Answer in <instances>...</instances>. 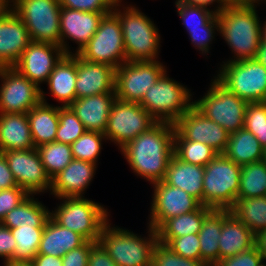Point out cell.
<instances>
[{"label":"cell","mask_w":266,"mask_h":266,"mask_svg":"<svg viewBox=\"0 0 266 266\" xmlns=\"http://www.w3.org/2000/svg\"><path fill=\"white\" fill-rule=\"evenodd\" d=\"M44 94L41 89V102L27 113L35 148L55 142L59 126V106L48 104Z\"/></svg>","instance_id":"obj_25"},{"label":"cell","mask_w":266,"mask_h":266,"mask_svg":"<svg viewBox=\"0 0 266 266\" xmlns=\"http://www.w3.org/2000/svg\"><path fill=\"white\" fill-rule=\"evenodd\" d=\"M262 160L266 163V147L263 150V159Z\"/></svg>","instance_id":"obj_59"},{"label":"cell","mask_w":266,"mask_h":266,"mask_svg":"<svg viewBox=\"0 0 266 266\" xmlns=\"http://www.w3.org/2000/svg\"><path fill=\"white\" fill-rule=\"evenodd\" d=\"M174 132L173 123L156 122L120 148L135 175L141 176L150 184L164 180L170 159L174 155Z\"/></svg>","instance_id":"obj_1"},{"label":"cell","mask_w":266,"mask_h":266,"mask_svg":"<svg viewBox=\"0 0 266 266\" xmlns=\"http://www.w3.org/2000/svg\"><path fill=\"white\" fill-rule=\"evenodd\" d=\"M211 81L205 96L194 100V106L228 133L243 129L248 102L227 90L215 78Z\"/></svg>","instance_id":"obj_10"},{"label":"cell","mask_w":266,"mask_h":266,"mask_svg":"<svg viewBox=\"0 0 266 266\" xmlns=\"http://www.w3.org/2000/svg\"><path fill=\"white\" fill-rule=\"evenodd\" d=\"M219 238V260L255 246V234L231 212L223 219Z\"/></svg>","instance_id":"obj_28"},{"label":"cell","mask_w":266,"mask_h":266,"mask_svg":"<svg viewBox=\"0 0 266 266\" xmlns=\"http://www.w3.org/2000/svg\"><path fill=\"white\" fill-rule=\"evenodd\" d=\"M266 195V163L262 161L241 166L238 197Z\"/></svg>","instance_id":"obj_36"},{"label":"cell","mask_w":266,"mask_h":266,"mask_svg":"<svg viewBox=\"0 0 266 266\" xmlns=\"http://www.w3.org/2000/svg\"><path fill=\"white\" fill-rule=\"evenodd\" d=\"M109 223L102 228L98 242L117 266H151L153 250L158 243L156 230L148 225L146 238Z\"/></svg>","instance_id":"obj_4"},{"label":"cell","mask_w":266,"mask_h":266,"mask_svg":"<svg viewBox=\"0 0 266 266\" xmlns=\"http://www.w3.org/2000/svg\"><path fill=\"white\" fill-rule=\"evenodd\" d=\"M174 155L183 162L205 167L218 153L204 143L183 139L175 131Z\"/></svg>","instance_id":"obj_35"},{"label":"cell","mask_w":266,"mask_h":266,"mask_svg":"<svg viewBox=\"0 0 266 266\" xmlns=\"http://www.w3.org/2000/svg\"><path fill=\"white\" fill-rule=\"evenodd\" d=\"M76 54H65L49 75L47 86L62 107L70 106L76 99Z\"/></svg>","instance_id":"obj_26"},{"label":"cell","mask_w":266,"mask_h":266,"mask_svg":"<svg viewBox=\"0 0 266 266\" xmlns=\"http://www.w3.org/2000/svg\"><path fill=\"white\" fill-rule=\"evenodd\" d=\"M215 31H219V26H204V30L188 31L191 44L198 49L202 55H208L212 40L215 38Z\"/></svg>","instance_id":"obj_48"},{"label":"cell","mask_w":266,"mask_h":266,"mask_svg":"<svg viewBox=\"0 0 266 266\" xmlns=\"http://www.w3.org/2000/svg\"><path fill=\"white\" fill-rule=\"evenodd\" d=\"M241 166L218 154L204 167L203 206L230 209L239 192Z\"/></svg>","instance_id":"obj_6"},{"label":"cell","mask_w":266,"mask_h":266,"mask_svg":"<svg viewBox=\"0 0 266 266\" xmlns=\"http://www.w3.org/2000/svg\"><path fill=\"white\" fill-rule=\"evenodd\" d=\"M109 13L86 12L61 7L60 11V46L65 54L79 53L97 31L102 18ZM67 39L77 43L76 51H71ZM66 40V41H65Z\"/></svg>","instance_id":"obj_20"},{"label":"cell","mask_w":266,"mask_h":266,"mask_svg":"<svg viewBox=\"0 0 266 266\" xmlns=\"http://www.w3.org/2000/svg\"><path fill=\"white\" fill-rule=\"evenodd\" d=\"M25 23L32 42L60 46L59 0H4ZM12 3V4H11Z\"/></svg>","instance_id":"obj_7"},{"label":"cell","mask_w":266,"mask_h":266,"mask_svg":"<svg viewBox=\"0 0 266 266\" xmlns=\"http://www.w3.org/2000/svg\"><path fill=\"white\" fill-rule=\"evenodd\" d=\"M25 23L4 1H0V67H13L31 43Z\"/></svg>","instance_id":"obj_18"},{"label":"cell","mask_w":266,"mask_h":266,"mask_svg":"<svg viewBox=\"0 0 266 266\" xmlns=\"http://www.w3.org/2000/svg\"><path fill=\"white\" fill-rule=\"evenodd\" d=\"M50 212L37 198L34 199V195H29L8 212L0 223L9 229L22 226L45 227Z\"/></svg>","instance_id":"obj_33"},{"label":"cell","mask_w":266,"mask_h":266,"mask_svg":"<svg viewBox=\"0 0 266 266\" xmlns=\"http://www.w3.org/2000/svg\"><path fill=\"white\" fill-rule=\"evenodd\" d=\"M165 72L139 104L157 121L175 123L193 105L191 91Z\"/></svg>","instance_id":"obj_8"},{"label":"cell","mask_w":266,"mask_h":266,"mask_svg":"<svg viewBox=\"0 0 266 266\" xmlns=\"http://www.w3.org/2000/svg\"><path fill=\"white\" fill-rule=\"evenodd\" d=\"M76 99L95 94L115 93V68L94 63L76 54Z\"/></svg>","instance_id":"obj_21"},{"label":"cell","mask_w":266,"mask_h":266,"mask_svg":"<svg viewBox=\"0 0 266 266\" xmlns=\"http://www.w3.org/2000/svg\"><path fill=\"white\" fill-rule=\"evenodd\" d=\"M119 0L113 13L119 18L123 33L126 61L142 62L158 60L160 34L154 22L141 12L138 7H121Z\"/></svg>","instance_id":"obj_3"},{"label":"cell","mask_w":266,"mask_h":266,"mask_svg":"<svg viewBox=\"0 0 266 266\" xmlns=\"http://www.w3.org/2000/svg\"><path fill=\"white\" fill-rule=\"evenodd\" d=\"M65 55L61 46L31 42L22 52L21 58L13 66L22 76L41 88V83H47L55 65Z\"/></svg>","instance_id":"obj_19"},{"label":"cell","mask_w":266,"mask_h":266,"mask_svg":"<svg viewBox=\"0 0 266 266\" xmlns=\"http://www.w3.org/2000/svg\"><path fill=\"white\" fill-rule=\"evenodd\" d=\"M263 150L257 138L246 129L229 134L224 155L239 166L262 161Z\"/></svg>","instance_id":"obj_32"},{"label":"cell","mask_w":266,"mask_h":266,"mask_svg":"<svg viewBox=\"0 0 266 266\" xmlns=\"http://www.w3.org/2000/svg\"><path fill=\"white\" fill-rule=\"evenodd\" d=\"M2 154L8 162L17 185L29 195L51 190V178L47 175L36 148L4 151Z\"/></svg>","instance_id":"obj_15"},{"label":"cell","mask_w":266,"mask_h":266,"mask_svg":"<svg viewBox=\"0 0 266 266\" xmlns=\"http://www.w3.org/2000/svg\"><path fill=\"white\" fill-rule=\"evenodd\" d=\"M36 149L44 169L51 179L73 160L69 144L55 141L40 145Z\"/></svg>","instance_id":"obj_37"},{"label":"cell","mask_w":266,"mask_h":266,"mask_svg":"<svg viewBox=\"0 0 266 266\" xmlns=\"http://www.w3.org/2000/svg\"><path fill=\"white\" fill-rule=\"evenodd\" d=\"M88 266H117V264L109 257V254L103 246L99 242H96L90 248Z\"/></svg>","instance_id":"obj_51"},{"label":"cell","mask_w":266,"mask_h":266,"mask_svg":"<svg viewBox=\"0 0 266 266\" xmlns=\"http://www.w3.org/2000/svg\"><path fill=\"white\" fill-rule=\"evenodd\" d=\"M177 14L187 31L204 30V26H219L217 14L212 9L175 2Z\"/></svg>","instance_id":"obj_39"},{"label":"cell","mask_w":266,"mask_h":266,"mask_svg":"<svg viewBox=\"0 0 266 266\" xmlns=\"http://www.w3.org/2000/svg\"><path fill=\"white\" fill-rule=\"evenodd\" d=\"M159 60L125 61L115 69V94L124 102H140L145 93L167 72Z\"/></svg>","instance_id":"obj_12"},{"label":"cell","mask_w":266,"mask_h":266,"mask_svg":"<svg viewBox=\"0 0 266 266\" xmlns=\"http://www.w3.org/2000/svg\"><path fill=\"white\" fill-rule=\"evenodd\" d=\"M263 258L256 246L236 254L232 257L219 260L214 266H264Z\"/></svg>","instance_id":"obj_46"},{"label":"cell","mask_w":266,"mask_h":266,"mask_svg":"<svg viewBox=\"0 0 266 266\" xmlns=\"http://www.w3.org/2000/svg\"><path fill=\"white\" fill-rule=\"evenodd\" d=\"M215 79L248 103L266 102V68L256 59L223 62Z\"/></svg>","instance_id":"obj_9"},{"label":"cell","mask_w":266,"mask_h":266,"mask_svg":"<svg viewBox=\"0 0 266 266\" xmlns=\"http://www.w3.org/2000/svg\"><path fill=\"white\" fill-rule=\"evenodd\" d=\"M156 122L138 102H124L116 98L104 134L107 140L117 144L120 149Z\"/></svg>","instance_id":"obj_13"},{"label":"cell","mask_w":266,"mask_h":266,"mask_svg":"<svg viewBox=\"0 0 266 266\" xmlns=\"http://www.w3.org/2000/svg\"><path fill=\"white\" fill-rule=\"evenodd\" d=\"M16 240L11 230L0 223V257L8 262L15 261Z\"/></svg>","instance_id":"obj_50"},{"label":"cell","mask_w":266,"mask_h":266,"mask_svg":"<svg viewBox=\"0 0 266 266\" xmlns=\"http://www.w3.org/2000/svg\"><path fill=\"white\" fill-rule=\"evenodd\" d=\"M50 217L59 225L80 234L86 241L98 242L101 230L110 220L103 205L83 197H63Z\"/></svg>","instance_id":"obj_5"},{"label":"cell","mask_w":266,"mask_h":266,"mask_svg":"<svg viewBox=\"0 0 266 266\" xmlns=\"http://www.w3.org/2000/svg\"><path fill=\"white\" fill-rule=\"evenodd\" d=\"M98 164L73 159L51 179V195L56 198L83 197L90 185Z\"/></svg>","instance_id":"obj_22"},{"label":"cell","mask_w":266,"mask_h":266,"mask_svg":"<svg viewBox=\"0 0 266 266\" xmlns=\"http://www.w3.org/2000/svg\"><path fill=\"white\" fill-rule=\"evenodd\" d=\"M44 227L22 226L13 228L11 234L16 240L15 261H32L38 248Z\"/></svg>","instance_id":"obj_38"},{"label":"cell","mask_w":266,"mask_h":266,"mask_svg":"<svg viewBox=\"0 0 266 266\" xmlns=\"http://www.w3.org/2000/svg\"><path fill=\"white\" fill-rule=\"evenodd\" d=\"M212 210L210 207L201 205L193 212L166 219L156 229L158 241L167 245L173 238L188 234H198L205 217Z\"/></svg>","instance_id":"obj_30"},{"label":"cell","mask_w":266,"mask_h":266,"mask_svg":"<svg viewBox=\"0 0 266 266\" xmlns=\"http://www.w3.org/2000/svg\"><path fill=\"white\" fill-rule=\"evenodd\" d=\"M115 100V93L95 94L75 99L69 107L87 131L104 134L108 124L110 110Z\"/></svg>","instance_id":"obj_23"},{"label":"cell","mask_w":266,"mask_h":266,"mask_svg":"<svg viewBox=\"0 0 266 266\" xmlns=\"http://www.w3.org/2000/svg\"><path fill=\"white\" fill-rule=\"evenodd\" d=\"M230 212L255 235L266 230V195L238 197Z\"/></svg>","instance_id":"obj_34"},{"label":"cell","mask_w":266,"mask_h":266,"mask_svg":"<svg viewBox=\"0 0 266 266\" xmlns=\"http://www.w3.org/2000/svg\"><path fill=\"white\" fill-rule=\"evenodd\" d=\"M174 125L175 131L185 140L204 143L218 154L226 150L230 133L207 118L194 105Z\"/></svg>","instance_id":"obj_17"},{"label":"cell","mask_w":266,"mask_h":266,"mask_svg":"<svg viewBox=\"0 0 266 266\" xmlns=\"http://www.w3.org/2000/svg\"><path fill=\"white\" fill-rule=\"evenodd\" d=\"M28 196L29 194L19 186L0 190V222Z\"/></svg>","instance_id":"obj_47"},{"label":"cell","mask_w":266,"mask_h":266,"mask_svg":"<svg viewBox=\"0 0 266 266\" xmlns=\"http://www.w3.org/2000/svg\"><path fill=\"white\" fill-rule=\"evenodd\" d=\"M260 1L240 6H225L217 14L219 34L228 44L233 57L227 62L256 58L262 42L261 22L257 14Z\"/></svg>","instance_id":"obj_2"},{"label":"cell","mask_w":266,"mask_h":266,"mask_svg":"<svg viewBox=\"0 0 266 266\" xmlns=\"http://www.w3.org/2000/svg\"><path fill=\"white\" fill-rule=\"evenodd\" d=\"M263 27H261V35H262V42H266V22L262 24Z\"/></svg>","instance_id":"obj_58"},{"label":"cell","mask_w":266,"mask_h":266,"mask_svg":"<svg viewBox=\"0 0 266 266\" xmlns=\"http://www.w3.org/2000/svg\"><path fill=\"white\" fill-rule=\"evenodd\" d=\"M31 263L33 266H62V259L52 255L37 254Z\"/></svg>","instance_id":"obj_53"},{"label":"cell","mask_w":266,"mask_h":266,"mask_svg":"<svg viewBox=\"0 0 266 266\" xmlns=\"http://www.w3.org/2000/svg\"><path fill=\"white\" fill-rule=\"evenodd\" d=\"M203 177V166L183 162L173 155L163 181L184 190L203 205Z\"/></svg>","instance_id":"obj_27"},{"label":"cell","mask_w":266,"mask_h":266,"mask_svg":"<svg viewBox=\"0 0 266 266\" xmlns=\"http://www.w3.org/2000/svg\"><path fill=\"white\" fill-rule=\"evenodd\" d=\"M230 213V209H213L204 219L198 233L200 241L201 261L214 266L219 261V238L222 221Z\"/></svg>","instance_id":"obj_31"},{"label":"cell","mask_w":266,"mask_h":266,"mask_svg":"<svg viewBox=\"0 0 266 266\" xmlns=\"http://www.w3.org/2000/svg\"><path fill=\"white\" fill-rule=\"evenodd\" d=\"M86 131L82 122L69 106H59V126L55 141L71 145Z\"/></svg>","instance_id":"obj_41"},{"label":"cell","mask_w":266,"mask_h":266,"mask_svg":"<svg viewBox=\"0 0 266 266\" xmlns=\"http://www.w3.org/2000/svg\"><path fill=\"white\" fill-rule=\"evenodd\" d=\"M3 266H33L31 261H12L8 262L7 260H4Z\"/></svg>","instance_id":"obj_57"},{"label":"cell","mask_w":266,"mask_h":266,"mask_svg":"<svg viewBox=\"0 0 266 266\" xmlns=\"http://www.w3.org/2000/svg\"><path fill=\"white\" fill-rule=\"evenodd\" d=\"M77 54L87 61L108 64L115 69L123 64L126 54L119 18L113 12L105 15L90 41Z\"/></svg>","instance_id":"obj_11"},{"label":"cell","mask_w":266,"mask_h":266,"mask_svg":"<svg viewBox=\"0 0 266 266\" xmlns=\"http://www.w3.org/2000/svg\"><path fill=\"white\" fill-rule=\"evenodd\" d=\"M154 194L150 206L148 223L157 229L166 219L197 210L202 204L184 190L164 181L152 184Z\"/></svg>","instance_id":"obj_16"},{"label":"cell","mask_w":266,"mask_h":266,"mask_svg":"<svg viewBox=\"0 0 266 266\" xmlns=\"http://www.w3.org/2000/svg\"><path fill=\"white\" fill-rule=\"evenodd\" d=\"M151 266H208L198 260L187 259L176 254L166 244L158 241L153 250Z\"/></svg>","instance_id":"obj_43"},{"label":"cell","mask_w":266,"mask_h":266,"mask_svg":"<svg viewBox=\"0 0 266 266\" xmlns=\"http://www.w3.org/2000/svg\"><path fill=\"white\" fill-rule=\"evenodd\" d=\"M33 148L27 113L0 114V153Z\"/></svg>","instance_id":"obj_24"},{"label":"cell","mask_w":266,"mask_h":266,"mask_svg":"<svg viewBox=\"0 0 266 266\" xmlns=\"http://www.w3.org/2000/svg\"><path fill=\"white\" fill-rule=\"evenodd\" d=\"M224 6H240L248 4L253 0H219Z\"/></svg>","instance_id":"obj_56"},{"label":"cell","mask_w":266,"mask_h":266,"mask_svg":"<svg viewBox=\"0 0 266 266\" xmlns=\"http://www.w3.org/2000/svg\"><path fill=\"white\" fill-rule=\"evenodd\" d=\"M253 1H261V2L264 1L266 3V0H253Z\"/></svg>","instance_id":"obj_60"},{"label":"cell","mask_w":266,"mask_h":266,"mask_svg":"<svg viewBox=\"0 0 266 266\" xmlns=\"http://www.w3.org/2000/svg\"><path fill=\"white\" fill-rule=\"evenodd\" d=\"M243 128L251 132L263 148L266 147V102L247 104Z\"/></svg>","instance_id":"obj_42"},{"label":"cell","mask_w":266,"mask_h":266,"mask_svg":"<svg viewBox=\"0 0 266 266\" xmlns=\"http://www.w3.org/2000/svg\"><path fill=\"white\" fill-rule=\"evenodd\" d=\"M119 0H59L61 7L86 12H113Z\"/></svg>","instance_id":"obj_45"},{"label":"cell","mask_w":266,"mask_h":266,"mask_svg":"<svg viewBox=\"0 0 266 266\" xmlns=\"http://www.w3.org/2000/svg\"><path fill=\"white\" fill-rule=\"evenodd\" d=\"M95 243L96 242L86 241L82 246L65 253V255L61 257L62 266H88L90 248Z\"/></svg>","instance_id":"obj_49"},{"label":"cell","mask_w":266,"mask_h":266,"mask_svg":"<svg viewBox=\"0 0 266 266\" xmlns=\"http://www.w3.org/2000/svg\"><path fill=\"white\" fill-rule=\"evenodd\" d=\"M167 246L181 257L201 261L198 234H188L173 238Z\"/></svg>","instance_id":"obj_44"},{"label":"cell","mask_w":266,"mask_h":266,"mask_svg":"<svg viewBox=\"0 0 266 266\" xmlns=\"http://www.w3.org/2000/svg\"><path fill=\"white\" fill-rule=\"evenodd\" d=\"M17 182L9 169L5 156L0 153V190L16 187Z\"/></svg>","instance_id":"obj_52"},{"label":"cell","mask_w":266,"mask_h":266,"mask_svg":"<svg viewBox=\"0 0 266 266\" xmlns=\"http://www.w3.org/2000/svg\"><path fill=\"white\" fill-rule=\"evenodd\" d=\"M256 59L266 68V42H261Z\"/></svg>","instance_id":"obj_55"},{"label":"cell","mask_w":266,"mask_h":266,"mask_svg":"<svg viewBox=\"0 0 266 266\" xmlns=\"http://www.w3.org/2000/svg\"><path fill=\"white\" fill-rule=\"evenodd\" d=\"M105 140L107 138L103 133L86 131L70 145L73 159L97 164L102 149V141Z\"/></svg>","instance_id":"obj_40"},{"label":"cell","mask_w":266,"mask_h":266,"mask_svg":"<svg viewBox=\"0 0 266 266\" xmlns=\"http://www.w3.org/2000/svg\"><path fill=\"white\" fill-rule=\"evenodd\" d=\"M175 2L183 3L186 5L203 7L206 9H208L207 8L208 6L217 2L218 5L216 3V7H214L215 9H213L216 14L221 12L223 10V8L225 7L219 0H176Z\"/></svg>","instance_id":"obj_54"},{"label":"cell","mask_w":266,"mask_h":266,"mask_svg":"<svg viewBox=\"0 0 266 266\" xmlns=\"http://www.w3.org/2000/svg\"><path fill=\"white\" fill-rule=\"evenodd\" d=\"M0 114L28 113L41 102V88L13 67H0Z\"/></svg>","instance_id":"obj_14"},{"label":"cell","mask_w":266,"mask_h":266,"mask_svg":"<svg viewBox=\"0 0 266 266\" xmlns=\"http://www.w3.org/2000/svg\"><path fill=\"white\" fill-rule=\"evenodd\" d=\"M85 242L80 234L62 227L49 217L43 229L38 254L63 257L65 253L82 246Z\"/></svg>","instance_id":"obj_29"}]
</instances>
